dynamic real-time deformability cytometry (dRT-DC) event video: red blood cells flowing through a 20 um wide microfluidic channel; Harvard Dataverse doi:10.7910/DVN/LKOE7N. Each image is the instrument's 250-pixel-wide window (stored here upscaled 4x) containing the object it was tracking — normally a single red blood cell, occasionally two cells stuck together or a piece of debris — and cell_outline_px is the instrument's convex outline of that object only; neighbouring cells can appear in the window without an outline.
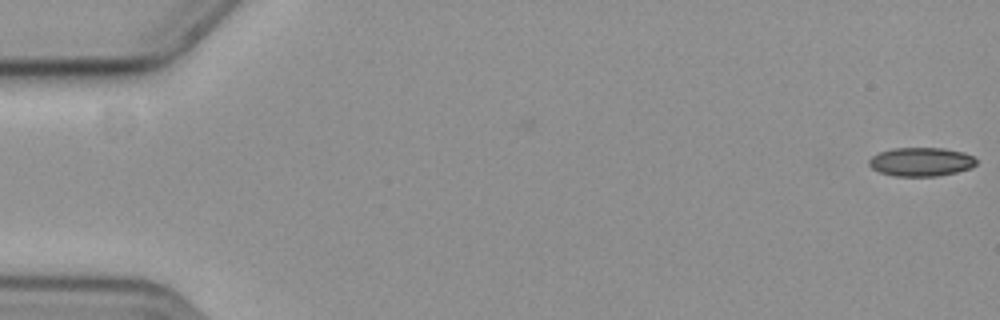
{"species": "common noctule bat (a hibernating species)", "species_latin": "Nyctalus noctula", "temperature_condition": "cold", "stored_images_in_passage": 58, "camera_frame_rate_fps": 3000, "um_per_image_px": 0.085, "animal": {"sex": "female", "body_mass_g": 19.3, "forearm_length_mm": 54.1}, "frame": {"image": 1, "passage_image": 1, "time_ms": 0.0, "image_size_px": [1000, 320], "cell_outline_px": [[976, 164], [972, 168], [956, 172], [936, 176], [892, 176], [880, 172], [872, 168], [868, 164], [868, 160], [872, 156], [880, 152], [892, 148], [944, 148], [964, 152], [972, 156], [976, 160]], "centroid_in_image_um": [78.28, 13.75], "position_along_channel_um": 6.7, "area_um2": 18.03}}
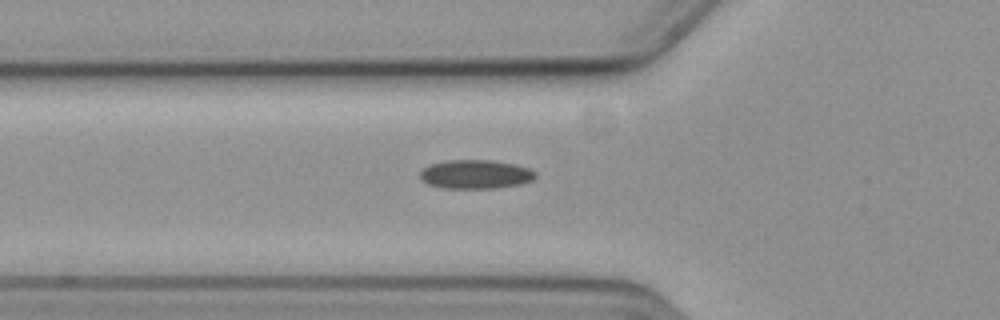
{"frame": {"image": 2, "passage_image": 21, "time_ms": 6.667, "image_size_px": [1000, 320], "cell_outline_px": [[536, 176], [532, 180], [520, 184], [492, 188], [444, 188], [428, 184], [420, 176], [420, 172], [428, 164], [444, 160], [492, 160], [516, 164], [528, 168], [536, 172]], "centroid_in_image_um": [40.42, 14.8], "position_along_channel_um": 85.4, "area_um2": 19.42}}
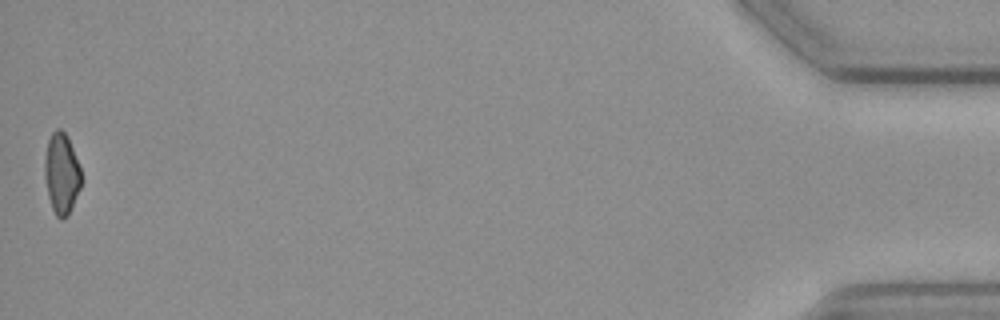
{"frame": {"image": 3, "passage_image": 58, "time_ms": 19.0, "image_size_px": [1000, 320], "cell_outline_px": [[80, 188], [68, 216], [64, 220], [60, 220], [56, 216], [52, 208], [48, 196], [44, 176], [44, 160], [48, 140], [52, 132], [56, 128], [60, 128], [68, 136], [80, 168]], "centroid_in_image_um": [5.21, 14.76], "position_along_channel_um": 430.0, "area_um2": 17.28}}